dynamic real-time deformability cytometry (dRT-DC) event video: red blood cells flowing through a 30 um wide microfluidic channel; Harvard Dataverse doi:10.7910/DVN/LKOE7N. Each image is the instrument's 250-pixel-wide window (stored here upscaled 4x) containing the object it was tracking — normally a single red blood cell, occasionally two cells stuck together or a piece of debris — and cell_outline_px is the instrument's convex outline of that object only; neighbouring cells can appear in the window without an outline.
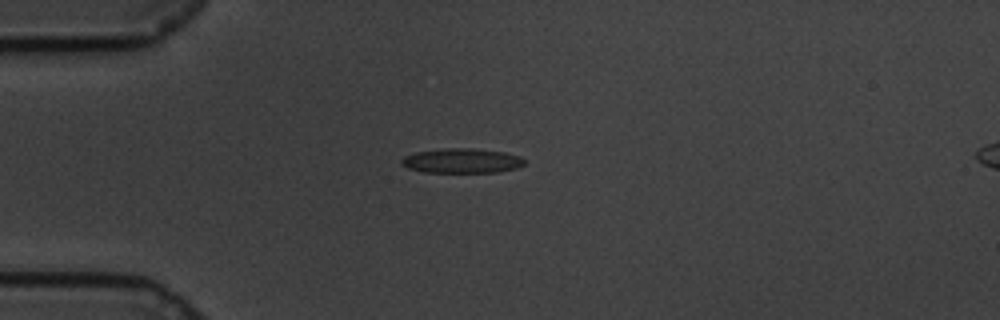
{"species": "common noctule bat (a hibernating species)", "species_latin": "Nyctalus noctula", "temperature_condition": "cold", "stored_images_in_passage": 24, "camera_frame_rate_fps": 3000, "um_per_image_px": 0.085, "animal": {"sex": "male", "body_mass_g": 19.5, "forearm_length_mm": 54.6}, "frame": {"image": 1, "passage_image": 1, "time_ms": 0.0, "image_size_px": [1000, 320], "cell_outline_px": [[524, 164], [516, 168], [496, 172], [424, 172], [408, 168], [400, 164], [400, 160], [404, 156], [416, 152], [444, 148], [476, 148], [504, 152], [520, 156], [524, 160]], "centroid_in_image_um": [39.23, 13.66], "position_along_channel_um": 45.8, "area_um2": 17.69}}
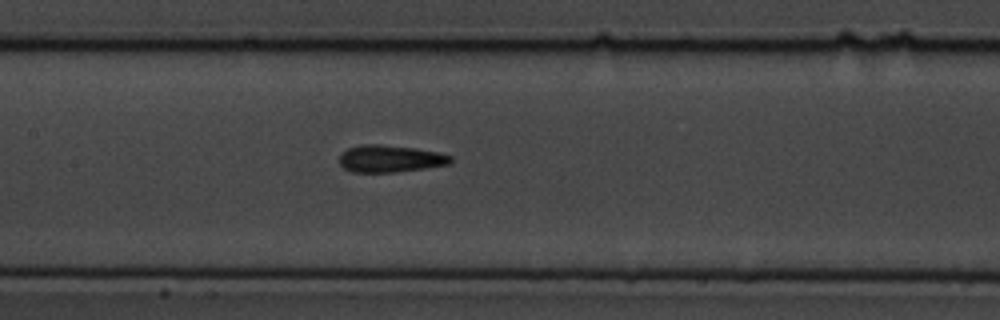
{"frame": {"image": 2, "passage_image": 14, "time_ms": 4.333, "image_size_px": [1000, 320], "cell_outline_px": [[452, 164], [396, 172], [352, 172], [344, 168], [340, 164], [340, 156], [348, 148], [360, 144], [380, 144], [412, 148], [436, 152], [452, 156]], "centroid_in_image_um": [33.16, 13.49], "position_along_channel_um": 174.2, "area_um2": 17.46}}
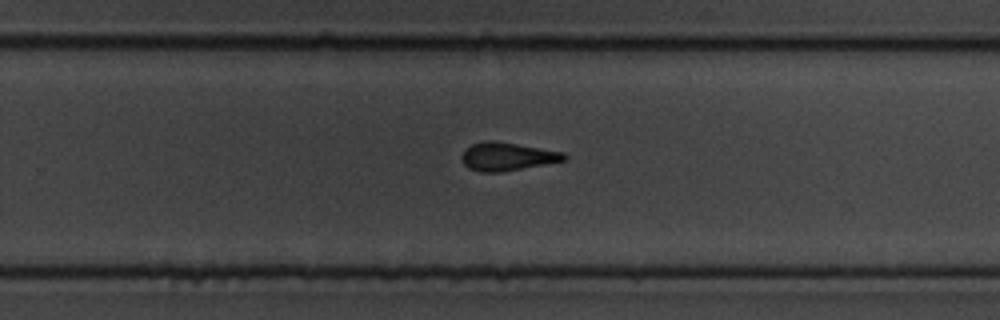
{"frame": {"image": 3, "passage_image": 24, "time_ms": 7.667, "image_size_px": [1000, 320], "cell_outline_px": [[568, 160], [500, 172], [480, 172], [468, 168], [460, 160], [460, 156], [464, 148], [472, 144], [484, 140], [492, 140], [564, 152], [568, 156]], "centroid_in_image_um": [43.07, 13.3], "position_along_channel_um": 286.7, "area_um2": 16.99}}